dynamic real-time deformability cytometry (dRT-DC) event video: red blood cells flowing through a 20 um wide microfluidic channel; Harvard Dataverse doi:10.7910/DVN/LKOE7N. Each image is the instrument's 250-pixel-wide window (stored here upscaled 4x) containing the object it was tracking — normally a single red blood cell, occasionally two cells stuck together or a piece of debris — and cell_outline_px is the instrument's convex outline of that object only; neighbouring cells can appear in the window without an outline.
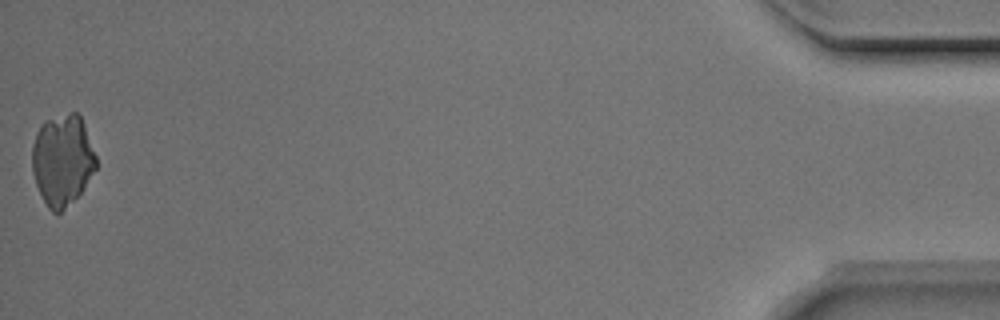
{"species": "Egyptian fruit bat (a non-hibernating species)", "species_latin": "Rousettus aegyptiacus", "temperature_condition": "room temperature", "stored_images_in_passage": 43, "camera_frame_rate_fps": 3000, "um_per_image_px": 0.085, "animal": {"sex": "male"}, "frame": {"image": 1, "passage_image": 43, "time_ms": 14.0, "image_size_px": [1000, 320], "cell_outline_px": [[96, 168], [80, 192], [60, 212], [52, 212], [48, 208], [36, 184], [32, 172], [32, 144], [36, 132], [44, 120], [72, 112], [76, 112], [80, 116], [84, 124], [96, 156]], "centroid_in_image_um": [5.28, 13.57], "position_along_channel_um": 429.9, "area_um2": 33.58}}